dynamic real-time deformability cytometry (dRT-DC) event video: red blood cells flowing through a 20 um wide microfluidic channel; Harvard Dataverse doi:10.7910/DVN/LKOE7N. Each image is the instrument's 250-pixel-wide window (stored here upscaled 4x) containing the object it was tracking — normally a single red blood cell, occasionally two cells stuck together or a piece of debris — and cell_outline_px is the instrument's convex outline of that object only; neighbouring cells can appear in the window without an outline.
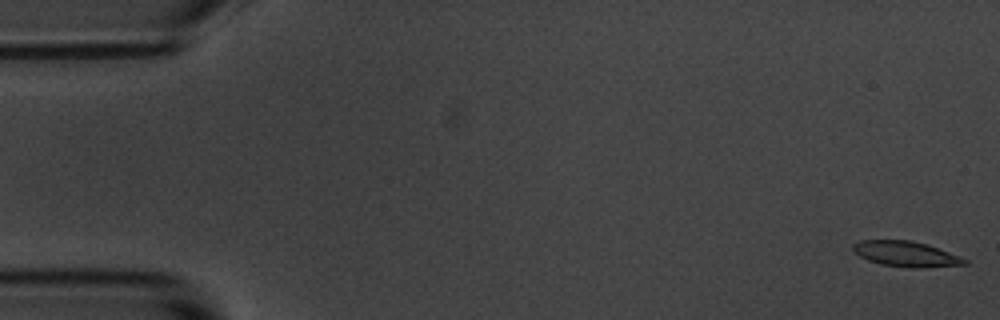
{"species": "common noctule bat (a hibernating species)", "species_latin": "Nyctalus noctula", "temperature_condition": "room temperature", "stored_images_in_passage": 5, "camera_frame_rate_fps": 3000, "um_per_image_px": 0.085, "animal": {"sex": "male", "body_mass_g": 20.1, "forearm_length_mm": 53.5}, "frame": {"image": 1, "passage_image": 1, "time_ms": 0.0, "image_size_px": [1000, 320], "cell_outline_px": [[968, 264], [920, 268], [912, 268], [880, 264], [868, 260], [860, 256], [852, 248], [852, 244], [860, 240], [912, 240], [960, 256], [968, 260]], "centroid_in_image_um": [76.99, 21.59], "position_along_channel_um": 8.0, "area_um2": 16.36}}
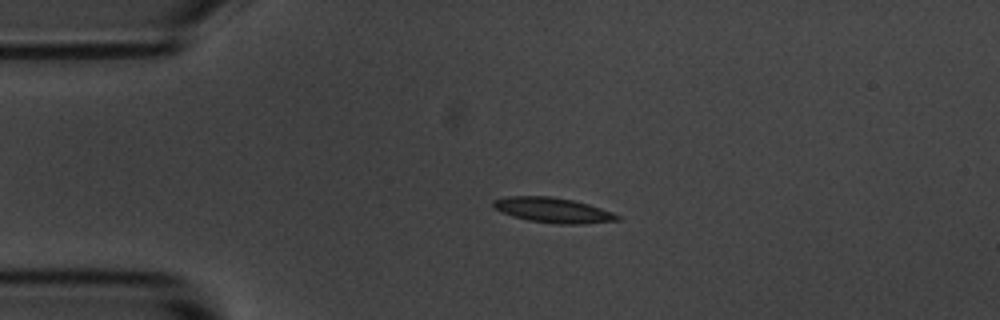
{"frame": {"image": 2, "passage_image": 4, "time_ms": 3.667, "image_size_px": [1000, 320], "cell_outline_px": [[620, 220], [584, 224], [556, 224], [528, 220], [512, 216], [500, 212], [492, 208], [492, 200], [508, 196], [552, 196], [572, 200], [588, 204], [612, 212], [620, 216]], "centroid_in_image_um": [46.96, 17.86], "position_along_channel_um": 38.0, "area_um2": 18.26}}